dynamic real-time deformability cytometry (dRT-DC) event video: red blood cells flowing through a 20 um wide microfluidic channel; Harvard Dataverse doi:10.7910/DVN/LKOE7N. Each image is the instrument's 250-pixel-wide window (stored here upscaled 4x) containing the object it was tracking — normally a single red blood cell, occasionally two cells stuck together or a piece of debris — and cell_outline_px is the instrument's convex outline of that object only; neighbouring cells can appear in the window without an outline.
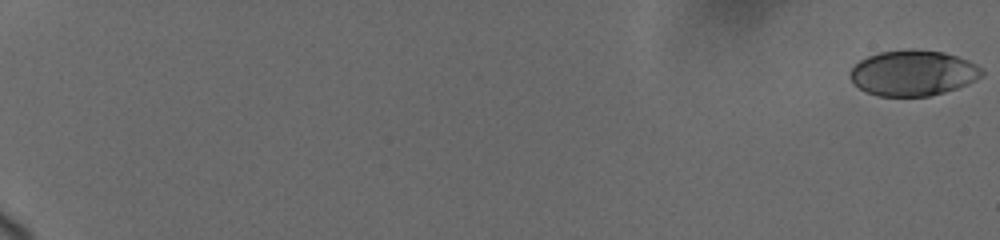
{"species": "human", "species_latin": "Homo sapiens", "temperature_condition": "cold", "stored_images_in_passage": 20, "camera_frame_rate_fps": 3000, "um_per_image_px": 0.085, "donor": {"sex": "female"}, "frame": {"image": 1, "passage_image": 1, "time_ms": 0.0, "image_size_px": [1000, 240], "cell_outline_px": [[984, 76], [968, 84], [944, 92], [928, 96], [876, 96], [860, 88], [848, 76], [848, 72], [860, 60], [868, 56], [880, 52], [912, 48], [944, 52], [968, 60], [976, 64], [984, 72]], "centroid_in_image_um": [77.62, 6.19], "position_along_channel_um": 7.4, "area_um2": 35.08}}
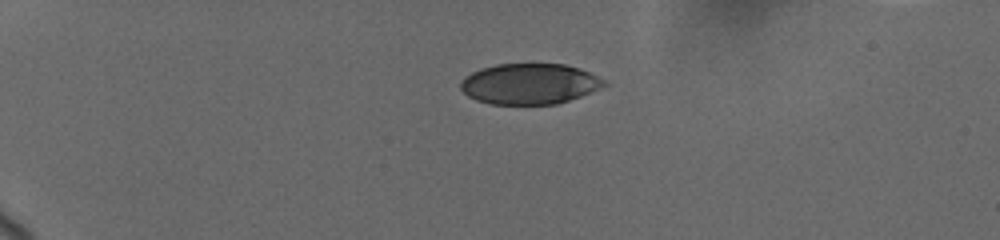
{"frame": {"image": 2, "passage_image": 15, "time_ms": 5.333, "image_size_px": [1000, 240], "cell_outline_px": [[608, 84], [600, 88], [580, 96], [556, 104], [488, 104], [476, 100], [468, 96], [460, 88], [460, 84], [464, 76], [480, 68], [496, 64], [564, 64], [580, 68], [604, 80]], "centroid_in_image_um": [44.97, 7.12], "position_along_channel_um": 40.0, "area_um2": 33.99}}